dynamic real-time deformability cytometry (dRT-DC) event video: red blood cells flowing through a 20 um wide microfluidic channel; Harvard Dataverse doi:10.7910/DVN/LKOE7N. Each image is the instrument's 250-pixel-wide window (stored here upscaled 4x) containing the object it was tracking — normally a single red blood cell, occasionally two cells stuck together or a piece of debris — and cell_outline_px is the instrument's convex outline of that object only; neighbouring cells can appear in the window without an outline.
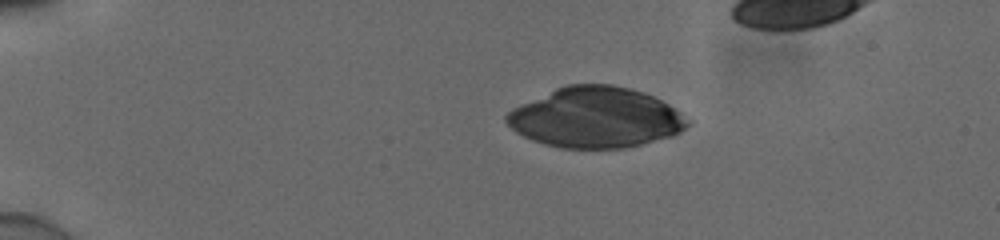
{"species": "human", "species_latin": "Homo sapiens", "temperature_condition": "cold", "stored_images_in_passage": 18, "camera_frame_rate_fps": 3000, "um_per_image_px": 0.085, "donor": {"sex": "male"}, "frame": {"image": 1, "passage_image": 1, "time_ms": 0.0, "image_size_px": [1000, 240], "cell_outline_px": [[688, 124], [680, 132], [672, 136], [624, 148], [560, 148], [544, 144], [532, 140], [516, 132], [504, 120], [504, 116], [512, 108], [520, 104], [556, 88], [568, 84], [612, 84], [632, 88], [644, 92], [668, 104], [680, 112]], "centroid_in_image_um": [50.58, 9.98], "position_along_channel_um": 34.4, "area_um2": 63.52}}